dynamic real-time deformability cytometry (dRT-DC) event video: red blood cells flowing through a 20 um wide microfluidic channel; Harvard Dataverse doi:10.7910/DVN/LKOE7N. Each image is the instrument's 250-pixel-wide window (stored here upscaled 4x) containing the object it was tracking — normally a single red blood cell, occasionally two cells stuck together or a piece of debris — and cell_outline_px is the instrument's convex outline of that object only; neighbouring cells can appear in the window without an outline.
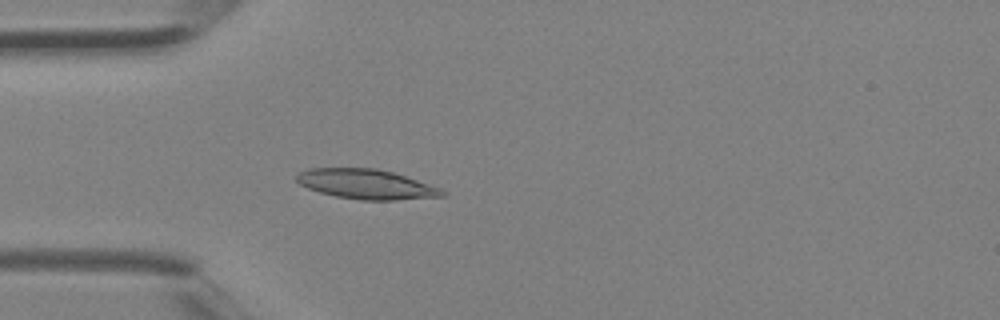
{"species": "Egyptian fruit bat (a non-hibernating species)", "species_latin": "Rousettus aegyptiacus", "temperature_condition": "room temperature", "stored_images_in_passage": 4, "camera_frame_rate_fps": 3000, "um_per_image_px": 0.085, "animal": {"sex": "female"}, "frame": {"image": 1, "passage_image": 4, "time_ms": 1.0, "image_size_px": [1000, 320], "cell_outline_px": [[448, 196], [396, 200], [360, 200], [336, 196], [320, 192], [308, 188], [300, 184], [296, 180], [296, 176], [300, 172], [312, 168], [376, 168], [392, 172], [440, 188], [448, 192]], "centroid_in_image_um": [31.16, 15.66], "position_along_channel_um": 53.8, "area_um2": 25.14}}